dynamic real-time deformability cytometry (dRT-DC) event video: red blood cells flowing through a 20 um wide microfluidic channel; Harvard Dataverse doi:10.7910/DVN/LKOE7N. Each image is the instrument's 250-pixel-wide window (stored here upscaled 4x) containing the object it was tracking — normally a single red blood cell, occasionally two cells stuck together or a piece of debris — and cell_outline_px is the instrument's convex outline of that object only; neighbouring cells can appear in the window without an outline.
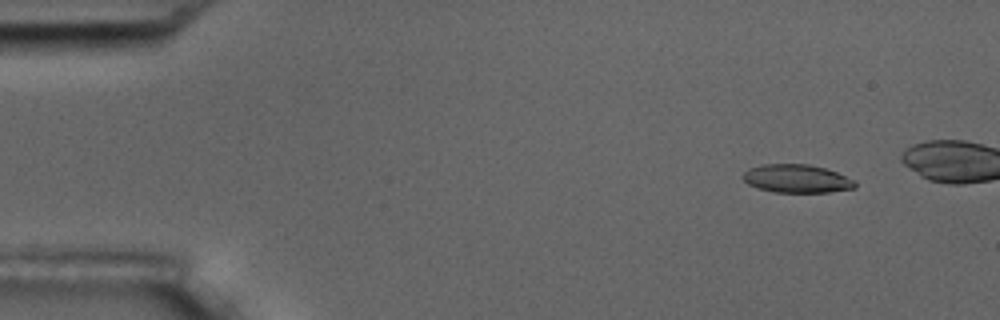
{"species": "common noctule bat (a hibernating species)", "species_latin": "Nyctalus noctula", "temperature_condition": "room temperature", "stored_images_in_passage": 6, "camera_frame_rate_fps": 3000, "um_per_image_px": 0.085, "animal": {"sex": "male", "body_mass_g": 17.5, "forearm_length_mm": 52.3}, "frame": {"image": 1, "passage_image": 2, "time_ms": 1.333, "image_size_px": [1000, 320], "cell_outline_px": [[856, 188], [828, 192], [776, 192], [760, 188], [748, 184], [740, 176], [748, 168], [760, 164], [808, 164], [824, 168], [836, 172], [856, 180]], "centroid_in_image_um": [67.72, 15.17], "position_along_channel_um": 17.3, "area_um2": 18.5}}